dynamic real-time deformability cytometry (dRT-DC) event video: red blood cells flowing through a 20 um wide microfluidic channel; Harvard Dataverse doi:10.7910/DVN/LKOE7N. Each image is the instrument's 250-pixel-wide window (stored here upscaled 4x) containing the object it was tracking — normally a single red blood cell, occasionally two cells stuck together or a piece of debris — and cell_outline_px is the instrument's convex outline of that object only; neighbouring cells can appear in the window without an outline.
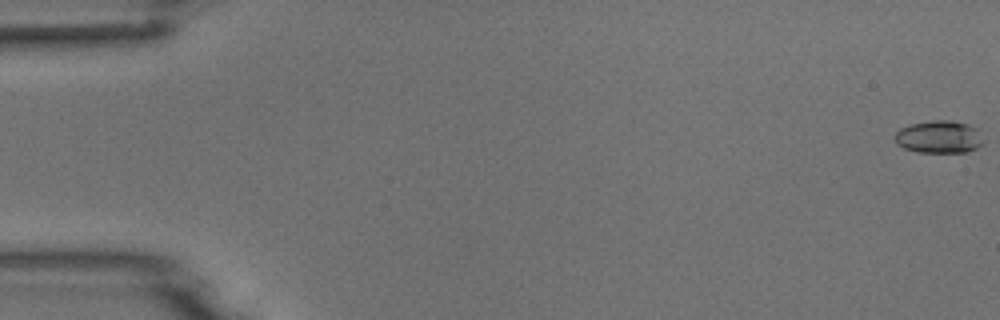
{"species": "common noctule bat (a hibernating species)", "species_latin": "Nyctalus noctula", "temperature_condition": "room temperature", "stored_images_in_passage": 52, "camera_frame_rate_fps": 3000, "um_per_image_px": 0.085, "animal": {"sex": "male", "body_mass_g": 18.8}, "frame": {"image": 1, "passage_image": 1, "time_ms": 0.0, "image_size_px": [1000, 320], "cell_outline_px": [[984, 144], [968, 152], [916, 152], [904, 148], [896, 144], [896, 132], [900, 128], [908, 124], [932, 120], [952, 120], [968, 124], [980, 128], [984, 140]], "centroid_in_image_um": [79.87, 11.62], "position_along_channel_um": 5.1, "area_um2": 17.22}}
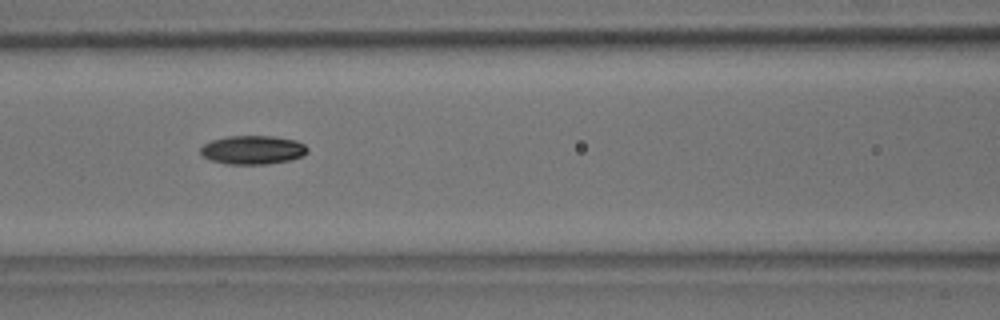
{"frame": {"image": 2, "passage_image": 23, "time_ms": 7.333, "image_size_px": [1000, 320], "cell_outline_px": [[308, 152], [304, 156], [288, 160], [268, 164], [224, 164], [208, 160], [200, 152], [200, 148], [204, 144], [212, 140], [224, 136], [276, 136], [296, 140], [304, 144], [308, 148]], "centroid_in_image_um": [21.48, 12.74], "position_along_channel_um": 145.1, "area_um2": 18.15}}
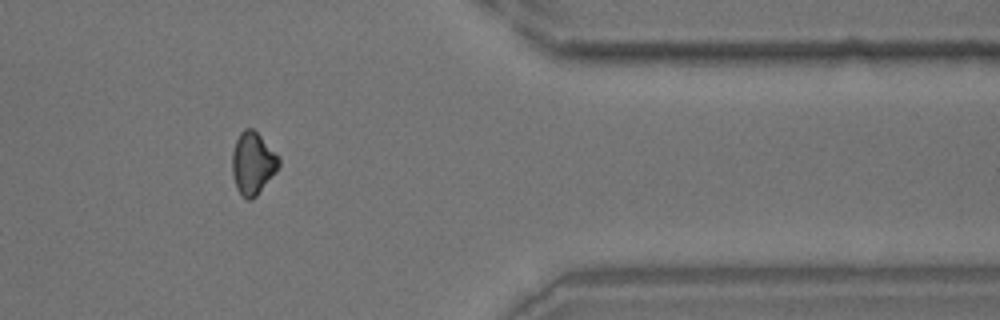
{"frame": {"image": 3, "passage_image": 43, "time_ms": 14.0, "image_size_px": [1000, 320], "cell_outline_px": [[280, 164], [276, 172], [256, 196], [252, 200], [248, 200], [240, 196], [236, 188], [232, 176], [232, 152], [236, 140], [240, 132], [244, 128], [252, 128], [280, 156]], "centroid_in_image_um": [21.48, 13.9], "position_along_channel_um": 389.9, "area_um2": 17.17}}